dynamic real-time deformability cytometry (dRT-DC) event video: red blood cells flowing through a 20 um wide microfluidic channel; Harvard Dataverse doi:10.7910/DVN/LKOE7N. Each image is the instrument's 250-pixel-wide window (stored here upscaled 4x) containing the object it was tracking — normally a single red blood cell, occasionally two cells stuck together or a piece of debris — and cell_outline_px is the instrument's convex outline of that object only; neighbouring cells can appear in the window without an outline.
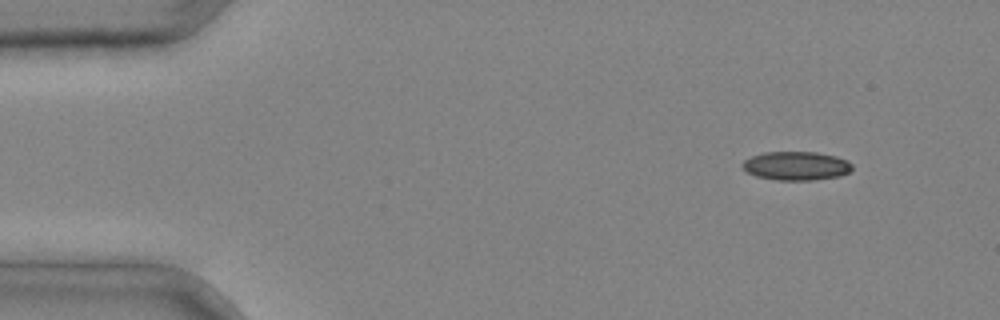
{"species": "common noctule bat (a hibernating species)", "species_latin": "Nyctalus noctula", "temperature_condition": "cold", "stored_images_in_passage": 3, "camera_frame_rate_fps": 3000, "um_per_image_px": 0.085, "animal": {"sex": "male", "body_mass_g": 20.4}, "frame": {"image": 1, "passage_image": 1, "time_ms": 0.0, "image_size_px": [1000, 320], "cell_outline_px": [[852, 168], [848, 172], [840, 176], [812, 180], [776, 180], [756, 176], [748, 172], [740, 164], [744, 160], [752, 156], [764, 152], [816, 152], [836, 156], [848, 160], [852, 164]], "centroid_in_image_um": [67.68, 14.09], "position_along_channel_um": 17.3, "area_um2": 18.38}}
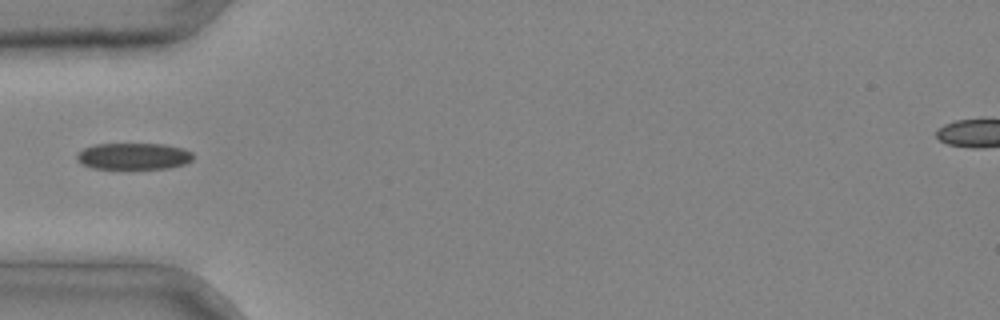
{"frame": {"image": 2, "passage_image": 3, "time_ms": 0.667, "image_size_px": [1000, 320], "cell_outline_px": [[192, 160], [184, 164], [168, 168], [92, 168], [80, 164], [76, 160], [76, 152], [92, 144], [164, 144], [184, 148], [192, 152]], "centroid_in_image_um": [11.31, 13.27], "position_along_channel_um": 73.7, "area_um2": 18.09}}